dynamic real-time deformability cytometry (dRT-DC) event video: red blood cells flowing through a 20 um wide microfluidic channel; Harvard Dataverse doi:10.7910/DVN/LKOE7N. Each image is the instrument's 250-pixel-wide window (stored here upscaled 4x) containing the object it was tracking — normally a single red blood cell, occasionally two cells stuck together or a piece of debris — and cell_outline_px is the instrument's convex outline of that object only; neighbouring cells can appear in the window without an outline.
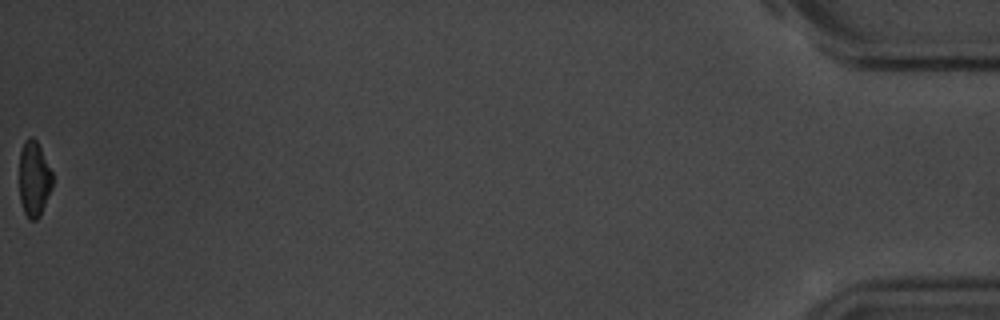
{"species": "common noctule bat (a hibernating species)", "species_latin": "Nyctalus noctula", "temperature_condition": "room temperature", "stored_images_in_passage": 43, "camera_frame_rate_fps": 3000, "um_per_image_px": 0.085, "animal": {"sex": "male", "body_mass_g": 20.1, "forearm_length_mm": 53.5}, "frame": {"image": 1, "passage_image": 43, "time_ms": 14.0, "image_size_px": [1000, 320], "cell_outline_px": [[52, 188], [40, 216], [36, 220], [28, 220], [24, 212], [20, 200], [20, 152], [24, 140], [28, 136], [32, 136], [36, 140], [52, 172]], "centroid_in_image_um": [2.89, 15.22], "position_along_channel_um": 432.3, "area_um2": 14.57}, "authors_computed_cell_mechanics": {"area_um2": 16.2996, "velocity_mm_per_s": 3.6161, "shape_relaxation_time_tau1_ms": 2.5674, "shape_relaxation_time_tau2_ms": 6.4203, "deformation_change_tau1": 0.1067, "deformation_change_tau2": 0.1309}}